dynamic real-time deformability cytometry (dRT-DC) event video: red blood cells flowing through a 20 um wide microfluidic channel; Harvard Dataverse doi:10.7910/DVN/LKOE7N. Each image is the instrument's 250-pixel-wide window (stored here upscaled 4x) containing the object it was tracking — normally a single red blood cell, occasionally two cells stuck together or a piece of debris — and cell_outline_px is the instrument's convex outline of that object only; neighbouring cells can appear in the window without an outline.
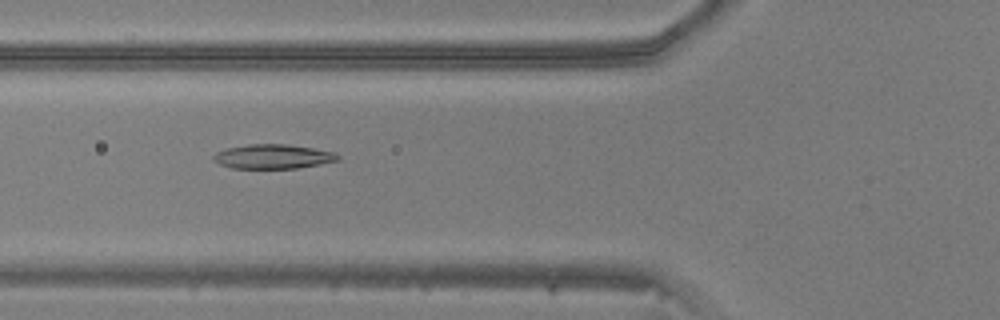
{"species": "common noctule bat (a hibernating species)", "species_latin": "Nyctalus noctula", "temperature_condition": "warm", "stored_images_in_passage": 48, "camera_frame_rate_fps": 3000, "um_per_image_px": 0.085, "animal": {"sex": "male", "body_mass_g": 20.5, "forearm_length_mm": 52.5}, "frame": {"image": 1, "passage_image": 18, "time_ms": 5.667, "image_size_px": [1000, 320], "cell_outline_px": [[340, 160], [320, 164], [296, 168], [232, 168], [220, 164], [212, 160], [212, 156], [216, 152], [228, 148], [248, 144], [284, 144], [312, 148], [336, 152], [340, 156]], "centroid_in_image_um": [23.21, 13.3], "position_along_channel_um": 102.6, "area_um2": 17.63}}
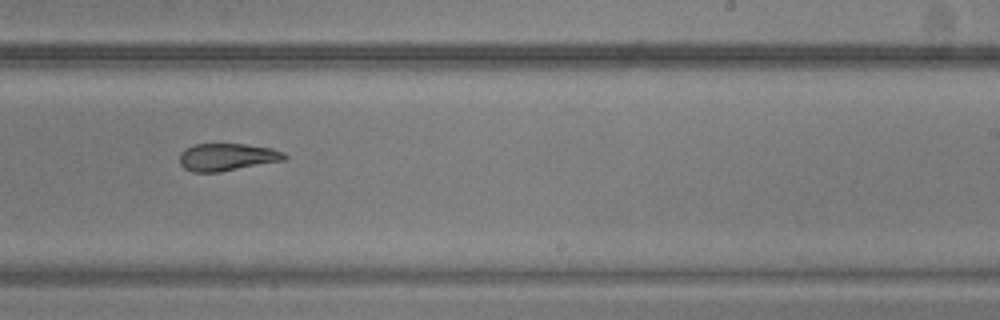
{"frame": {"image": 2, "passage_image": 30, "time_ms": 9.667, "image_size_px": [1000, 320], "cell_outline_px": [[288, 156], [284, 160], [220, 172], [192, 172], [184, 168], [180, 164], [180, 152], [184, 148], [196, 144], [244, 144], [272, 148], [284, 152]], "centroid_in_image_um": [19.29, 13.35], "position_along_channel_um": 269.7, "area_um2": 16.82}}
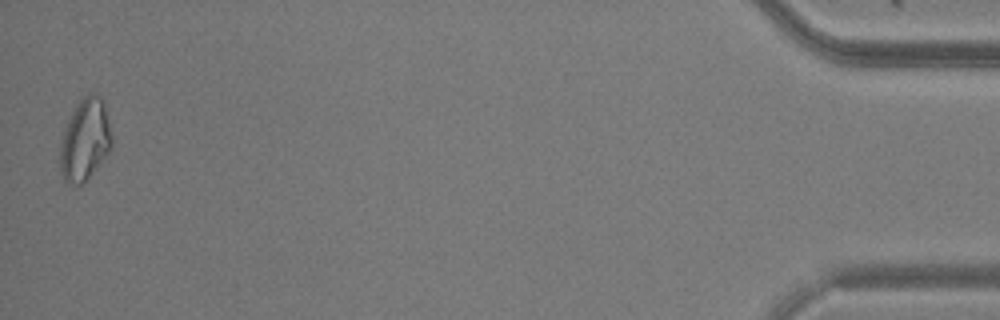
{"frame": {"image": 3, "passage_image": 48, "time_ms": 15.667, "image_size_px": [1000, 320], "cell_outline_px": [[112, 144], [108, 152], [100, 164], [80, 184], [76, 184], [64, 180], [60, 168], [60, 140], [68, 120], [80, 96], [88, 92], [92, 92], [100, 96], [104, 100], [112, 136]], "centroid_in_image_um": [7.23, 11.79], "position_along_channel_um": 428.0, "area_um2": 24.62}}